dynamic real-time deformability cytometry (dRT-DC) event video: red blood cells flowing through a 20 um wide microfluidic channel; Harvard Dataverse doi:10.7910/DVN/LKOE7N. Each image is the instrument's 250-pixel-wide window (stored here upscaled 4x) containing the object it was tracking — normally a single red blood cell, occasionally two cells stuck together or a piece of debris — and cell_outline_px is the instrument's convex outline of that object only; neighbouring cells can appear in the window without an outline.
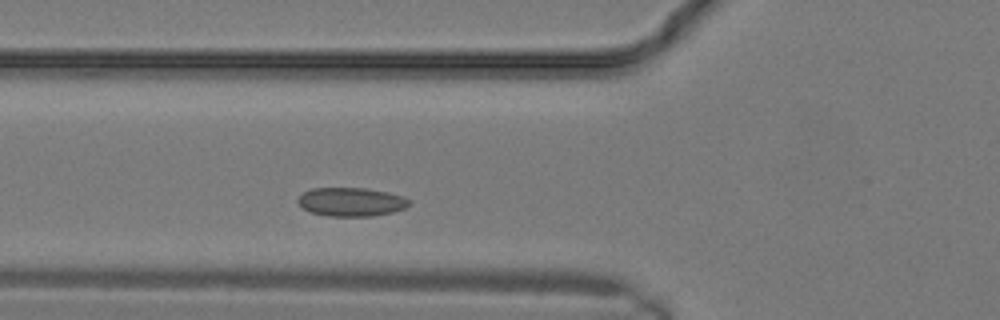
{"species": "common noctule bat (a hibernating species)", "species_latin": "Nyctalus noctula", "temperature_condition": "warm", "stored_images_in_passage": 2, "camera_frame_rate_fps": 3000, "um_per_image_px": 0.085, "animal": {"sex": "male", "body_mass_g": 19.2, "forearm_length_mm": 51.8}, "frame": {"image": 1, "passage_image": 2, "time_ms": 0.333, "image_size_px": [1000, 320], "cell_outline_px": [[408, 204], [404, 208], [392, 212], [372, 216], [328, 216], [312, 212], [304, 208], [296, 200], [304, 192], [312, 188], [368, 188], [388, 192], [404, 196], [408, 200]], "centroid_in_image_um": [29.85, 17.15], "position_along_channel_um": 96.0, "area_um2": 18.44}}